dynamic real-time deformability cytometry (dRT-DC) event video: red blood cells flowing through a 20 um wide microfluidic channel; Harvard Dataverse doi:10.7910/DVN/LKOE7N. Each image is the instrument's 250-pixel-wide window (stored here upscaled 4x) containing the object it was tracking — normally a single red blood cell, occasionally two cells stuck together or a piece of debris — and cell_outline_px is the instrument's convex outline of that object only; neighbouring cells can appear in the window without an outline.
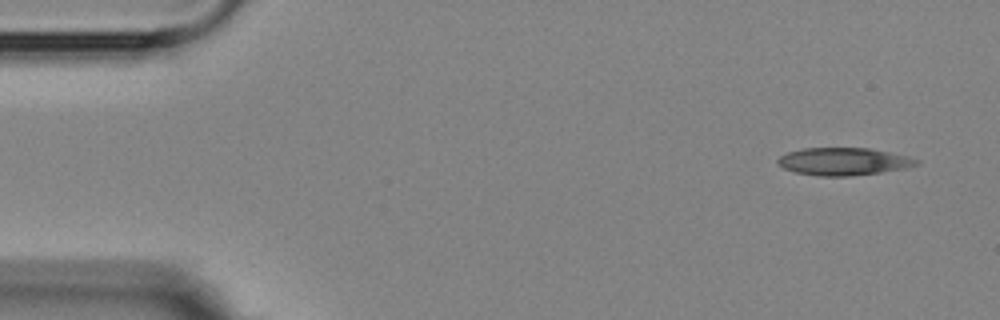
{"species": "Egyptian fruit bat (a non-hibernating species)", "species_latin": "Rousettus aegyptiacus", "temperature_condition": "room temperature", "stored_images_in_passage": 3, "camera_frame_rate_fps": 3000, "um_per_image_px": 0.085, "animal": {"sex": "female"}, "frame": {"image": 1, "passage_image": 1, "time_ms": 0.0, "image_size_px": [1000, 320], "cell_outline_px": [[920, 164], [908, 168], [852, 176], [820, 176], [796, 172], [784, 168], [776, 164], [776, 160], [780, 156], [788, 152], [804, 148], [868, 148], [908, 156], [920, 160]], "centroid_in_image_um": [71.72, 13.73], "position_along_channel_um": 13.3, "area_um2": 22.31}}